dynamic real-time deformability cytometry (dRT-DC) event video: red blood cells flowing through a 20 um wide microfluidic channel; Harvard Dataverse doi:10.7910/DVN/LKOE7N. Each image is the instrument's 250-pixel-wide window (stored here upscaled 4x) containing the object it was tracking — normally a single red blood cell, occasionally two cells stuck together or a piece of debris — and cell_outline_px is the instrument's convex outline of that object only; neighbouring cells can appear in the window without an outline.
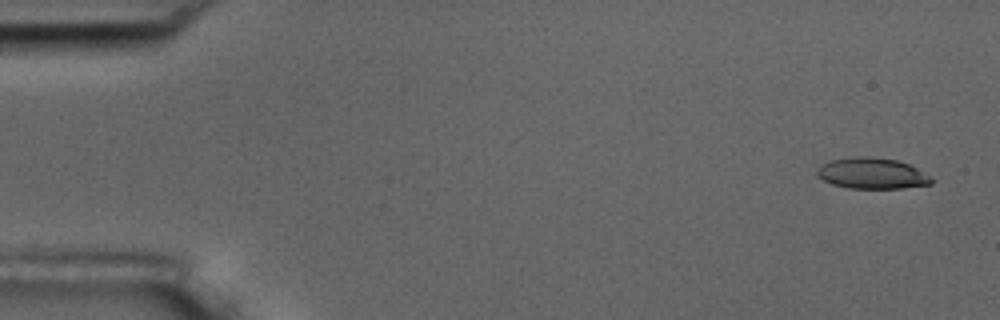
{"species": "common noctule bat (a hibernating species)", "species_latin": "Nyctalus noctula", "temperature_condition": "room temperature", "stored_images_in_passage": 4, "camera_frame_rate_fps": 3000, "um_per_image_px": 0.085, "animal": {"sex": "male", "body_mass_g": 17.5, "forearm_length_mm": 52.3}, "frame": {"image": 1, "passage_image": 1, "time_ms": 0.0, "image_size_px": [1000, 320], "cell_outline_px": [[936, 180], [932, 184], [904, 188], [848, 188], [832, 184], [816, 176], [816, 168], [820, 164], [832, 160], [856, 156], [868, 156], [896, 160], [908, 164], [916, 168]], "centroid_in_image_um": [74.1, 14.74], "position_along_channel_um": 10.9, "area_um2": 20.75}}
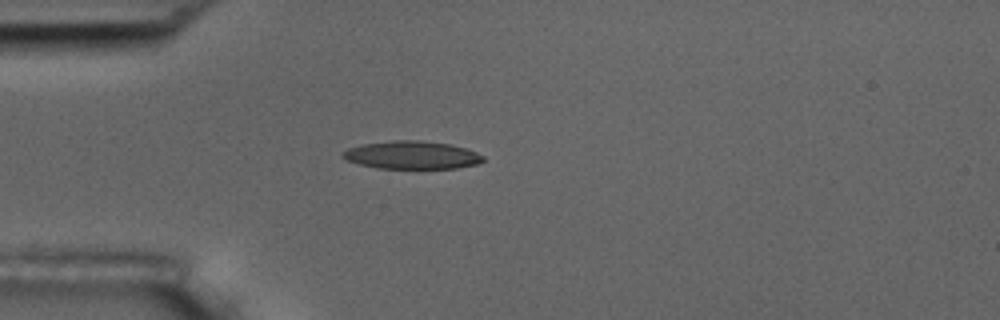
{"frame": {"image": 2, "passage_image": 4, "time_ms": 1.0, "image_size_px": [1000, 320], "cell_outline_px": [[484, 160], [476, 164], [456, 168], [376, 168], [360, 164], [348, 160], [340, 156], [340, 152], [348, 148], [364, 144], [392, 140], [420, 140], [452, 144], [468, 148], [484, 156]], "centroid_in_image_um": [35.01, 13.17], "position_along_channel_um": 50.0, "area_um2": 22.95}}